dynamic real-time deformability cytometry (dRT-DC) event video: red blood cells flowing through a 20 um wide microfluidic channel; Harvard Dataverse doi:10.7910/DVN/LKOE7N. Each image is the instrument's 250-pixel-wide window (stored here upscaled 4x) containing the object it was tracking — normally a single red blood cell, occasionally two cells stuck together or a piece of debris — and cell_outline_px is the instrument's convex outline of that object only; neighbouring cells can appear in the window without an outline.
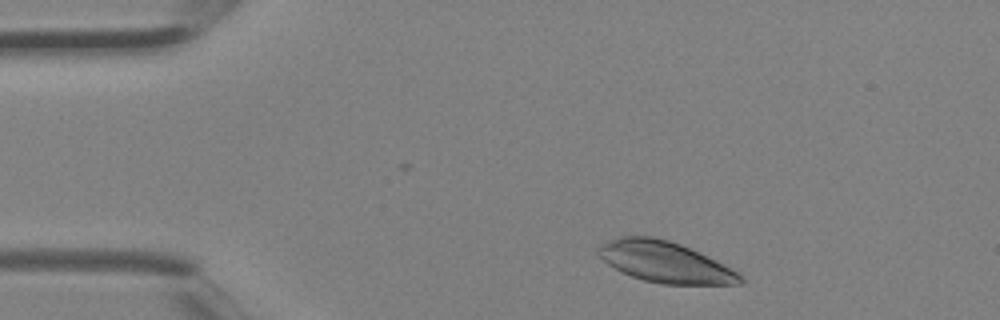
{"species": "Egyptian fruit bat (a non-hibernating species)", "species_latin": "Rousettus aegyptiacus", "temperature_condition": "room temperature", "stored_images_in_passage": 2, "camera_frame_rate_fps": 3000, "um_per_image_px": 0.085, "animal": {"sex": "female"}, "frame": {"image": 1, "passage_image": 1, "time_ms": 0.0, "image_size_px": [1000, 320], "cell_outline_px": [[744, 284], [660, 284], [644, 280], [620, 272], [608, 264], [596, 252], [596, 248], [600, 244], [620, 236], [652, 236], [668, 240], [680, 244], [708, 256], [740, 272], [744, 276]], "centroid_in_image_um": [56.54, 22.27], "position_along_channel_um": 28.5, "area_um2": 34.04}}